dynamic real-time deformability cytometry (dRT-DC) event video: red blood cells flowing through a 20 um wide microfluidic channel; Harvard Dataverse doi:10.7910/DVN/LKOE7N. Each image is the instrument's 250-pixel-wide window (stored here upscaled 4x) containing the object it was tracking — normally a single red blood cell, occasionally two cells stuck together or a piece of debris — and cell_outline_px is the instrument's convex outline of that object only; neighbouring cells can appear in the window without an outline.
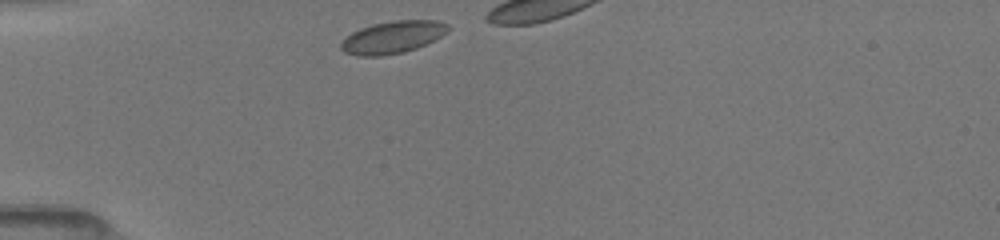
{"species": "common noctule bat (a hibernating species)", "species_latin": "Nyctalus noctula", "temperature_condition": "room temperature", "stored_images_in_passage": 9, "camera_frame_rate_fps": 3000, "um_per_image_px": 0.085, "animal": {"sex": "female", "body_mass_g": 19.5, "forearm_length_mm": 54.1}, "frame": {"image": 1, "passage_image": 1, "time_ms": 0.0, "image_size_px": [1000, 240], "cell_outline_px": [[452, 28], [440, 36], [416, 48], [404, 52], [380, 56], [356, 56], [344, 52], [340, 48], [340, 44], [352, 32], [360, 28], [372, 24], [396, 20], [436, 20], [448, 24]], "centroid_in_image_um": [33.36, 3.16], "position_along_channel_um": 51.6, "area_um2": 20.06}}
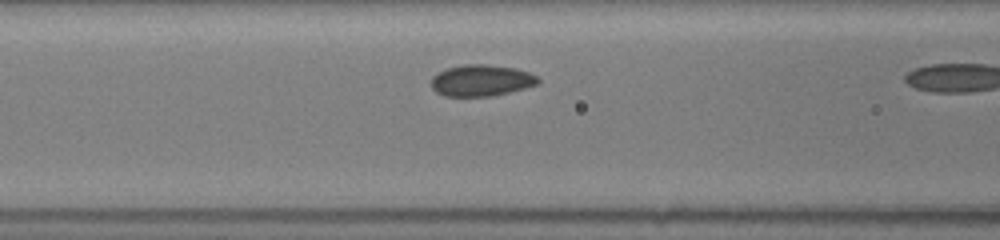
{"frame": {"image": 2, "passage_image": 8, "time_ms": 2.333, "image_size_px": [1000, 240], "cell_outline_px": [[540, 80], [536, 84], [524, 88], [492, 96], [444, 96], [436, 92], [432, 88], [432, 76], [448, 68], [464, 64], [488, 64], [516, 68], [528, 72], [536, 76]], "centroid_in_image_um": [40.9, 6.83], "position_along_channel_um": 125.7, "area_um2": 19.42}}